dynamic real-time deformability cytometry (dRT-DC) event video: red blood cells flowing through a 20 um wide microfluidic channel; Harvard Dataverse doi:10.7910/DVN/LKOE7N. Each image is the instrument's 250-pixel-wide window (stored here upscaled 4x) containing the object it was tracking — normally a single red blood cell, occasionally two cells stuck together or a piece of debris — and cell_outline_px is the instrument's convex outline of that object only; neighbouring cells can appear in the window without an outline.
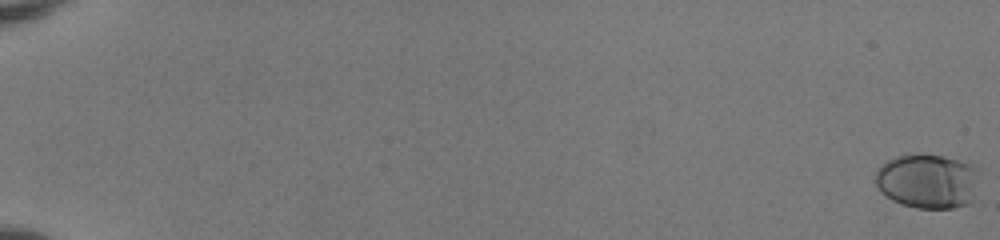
{"species": "human", "species_latin": "Homo sapiens", "temperature_condition": "room temperature", "stored_images_in_passage": 55, "camera_frame_rate_fps": 3000, "um_per_image_px": 0.085, "donor": {"sex": "female"}, "frame": {"image": 1, "passage_image": 1, "time_ms": 0.0, "image_size_px": [1000, 240], "cell_outline_px": [[980, 172], [972, 200], [968, 204], [952, 208], [916, 208], [900, 204], [892, 200], [880, 192], [876, 184], [876, 172], [880, 164], [896, 156], [944, 156], [980, 168]], "centroid_in_image_um": [78.85, 15.42], "position_along_channel_um": 6.2, "area_um2": 32.83}}
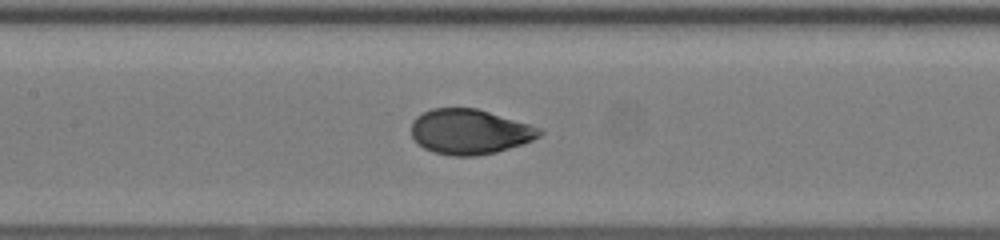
{"frame": {"image": 2, "passage_image": 30, "time_ms": 9.667, "image_size_px": [1000, 240], "cell_outline_px": [[544, 132], [540, 136], [524, 144], [496, 152], [476, 156], [452, 156], [432, 152], [424, 148], [412, 136], [412, 120], [416, 116], [432, 108], [476, 108], [528, 124], [540, 128]], "centroid_in_image_um": [39.92, 11.2], "position_along_channel_um": 167.5, "area_um2": 33.58}}
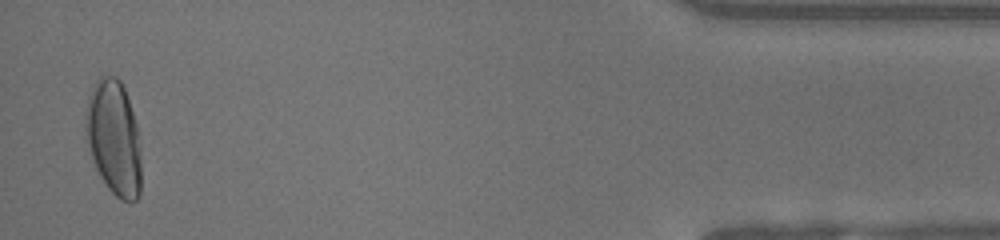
{"frame": {"image": 3, "passage_image": 54, "time_ms": 17.667, "image_size_px": [1000, 240], "cell_outline_px": [[140, 196], [136, 200], [120, 200], [108, 188], [100, 176], [96, 168], [88, 144], [88, 100], [92, 88], [96, 80], [100, 76], [116, 76], [120, 80], [124, 88], [136, 124], [140, 144]], "centroid_in_image_um": [9.72, 11.74], "position_along_channel_um": 425.5, "area_um2": 36.24}, "authors_computed_cell_mechanics": {"area_um2": 33.2928, "velocity_mm_per_s": 4.0456, "shape_relaxation_time_tau1_ms": 4.2521, "shape_relaxation_time_tau2_ms": null, "deformation_change_tau1": 0.1981, "deformation_change_tau2": null}}